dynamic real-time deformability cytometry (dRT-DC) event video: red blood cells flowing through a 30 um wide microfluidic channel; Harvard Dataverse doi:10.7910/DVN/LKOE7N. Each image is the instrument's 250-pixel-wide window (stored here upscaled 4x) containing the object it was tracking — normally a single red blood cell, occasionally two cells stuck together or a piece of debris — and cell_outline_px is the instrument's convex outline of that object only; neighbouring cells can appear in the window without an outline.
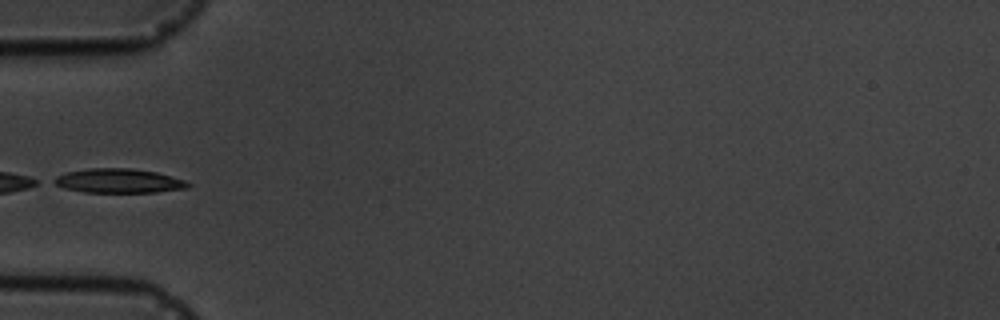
{"species": "common noctule bat (a hibernating species)", "species_latin": "Nyctalus noctula", "temperature_condition": "cold", "stored_images_in_passage": 7, "camera_frame_rate_fps": 3000, "um_per_image_px": 0.085, "animal": {"sex": "male", "body_mass_g": 19.5, "forearm_length_mm": 54.6}, "frame": {"image": 1, "passage_image": 4, "time_ms": 4.333, "image_size_px": [1000, 320], "cell_outline_px": [[192, 184], [188, 188], [156, 192], [84, 192], [64, 188], [48, 180], [64, 172], [88, 168], [132, 168], [156, 172], [184, 180]], "centroid_in_image_um": [10.04, 15.36], "position_along_channel_um": 75.0, "area_um2": 19.07}}
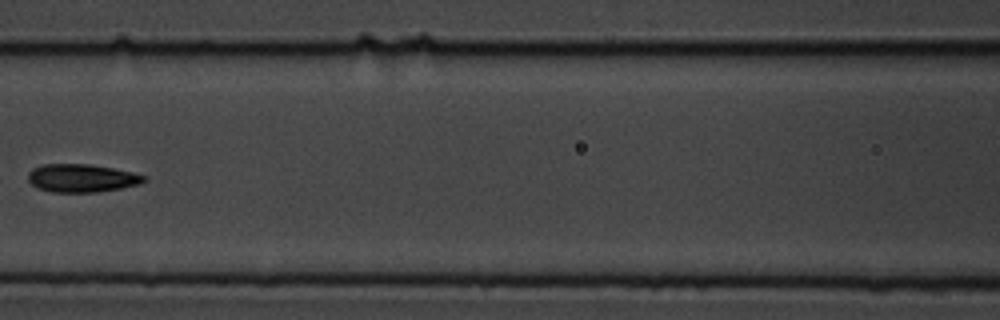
{"frame": {"image": 2, "passage_image": 6, "time_ms": 6.667, "image_size_px": [1000, 320], "cell_outline_px": [[148, 180], [140, 184], [120, 188], [96, 192], [52, 192], [40, 188], [32, 184], [28, 180], [28, 172], [32, 168], [44, 164], [88, 164], [112, 168], [132, 172], [148, 176]], "centroid_in_image_um": [6.97, 15.13], "position_along_channel_um": 159.6, "area_um2": 18.96}}
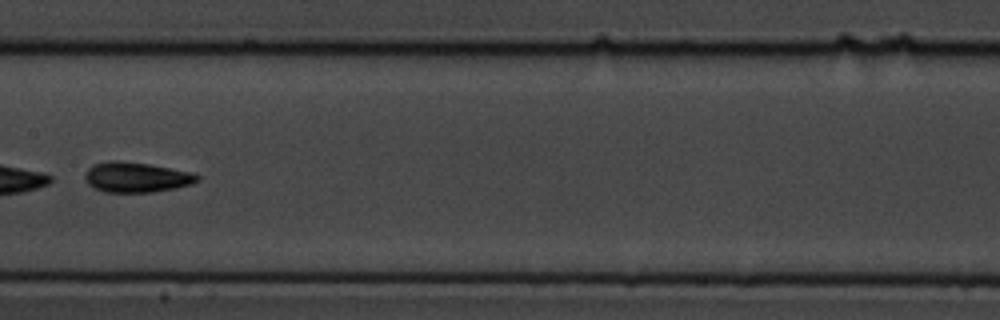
{"frame": {"image": 3, "passage_image": 7, "time_ms": 7.667, "image_size_px": [1000, 320], "cell_outline_px": [[200, 180], [192, 184], [176, 188], [152, 192], [104, 192], [88, 184], [84, 176], [88, 168], [92, 164], [108, 160], [116, 160], [148, 164], [192, 172], [200, 176]], "centroid_in_image_um": [11.59, 15.06], "position_along_channel_um": 195.8, "area_um2": 19.83}}